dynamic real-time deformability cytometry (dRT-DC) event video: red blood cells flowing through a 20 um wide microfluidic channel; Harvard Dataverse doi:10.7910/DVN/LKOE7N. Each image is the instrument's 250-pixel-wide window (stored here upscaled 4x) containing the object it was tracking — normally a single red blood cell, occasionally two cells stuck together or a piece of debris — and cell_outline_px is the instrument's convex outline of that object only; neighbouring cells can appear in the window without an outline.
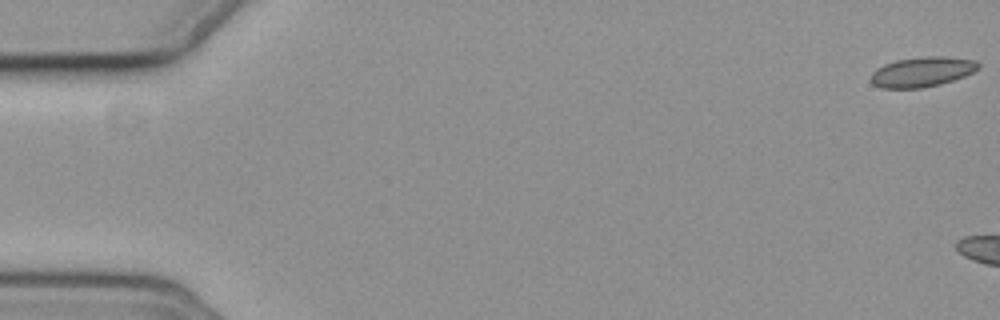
{"species": "common noctule bat (a hibernating species)", "species_latin": "Nyctalus noctula", "temperature_condition": "cold", "stored_images_in_passage": 10, "camera_frame_rate_fps": 3000, "um_per_image_px": 0.085, "animal": {"sex": "female", "body_mass_g": 19.3, "forearm_length_mm": 54.1}, "frame": {"image": 1, "passage_image": 1, "time_ms": 0.0, "image_size_px": [1000, 320], "cell_outline_px": [[980, 68], [964, 76], [940, 84], [924, 88], [880, 88], [872, 84], [868, 80], [872, 72], [876, 68], [884, 64], [896, 60], [924, 56], [944, 56], [976, 60], [980, 64]], "centroid_in_image_um": [78.34, 6.11], "position_along_channel_um": 6.7, "area_um2": 19.02}}